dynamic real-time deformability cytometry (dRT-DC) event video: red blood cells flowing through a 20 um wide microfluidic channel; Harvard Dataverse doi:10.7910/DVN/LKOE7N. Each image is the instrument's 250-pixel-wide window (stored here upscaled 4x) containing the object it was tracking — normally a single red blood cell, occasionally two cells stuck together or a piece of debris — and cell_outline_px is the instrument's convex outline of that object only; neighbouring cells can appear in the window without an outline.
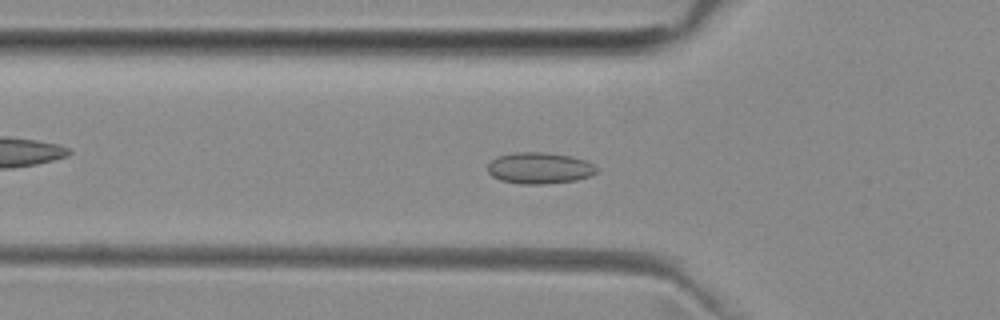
{"species": "common noctule bat (a hibernating species)", "species_latin": "Nyctalus noctula", "temperature_condition": "room temperature", "stored_images_in_passage": 51, "camera_frame_rate_fps": 3000, "um_per_image_px": 0.085, "animal": {"sex": "female", "body_mass_g": 29.2, "forearm_length_mm": 56.3}, "frame": {"image": 1, "passage_image": 17, "time_ms": 5.333, "image_size_px": [1000, 320], "cell_outline_px": [[600, 172], [592, 176], [576, 180], [544, 184], [520, 184], [500, 180], [492, 176], [488, 172], [488, 164], [496, 156], [512, 152], [544, 152], [572, 156], [584, 160], [600, 168]], "centroid_in_image_um": [45.89, 14.28], "position_along_channel_um": 79.9, "area_um2": 20.23}}
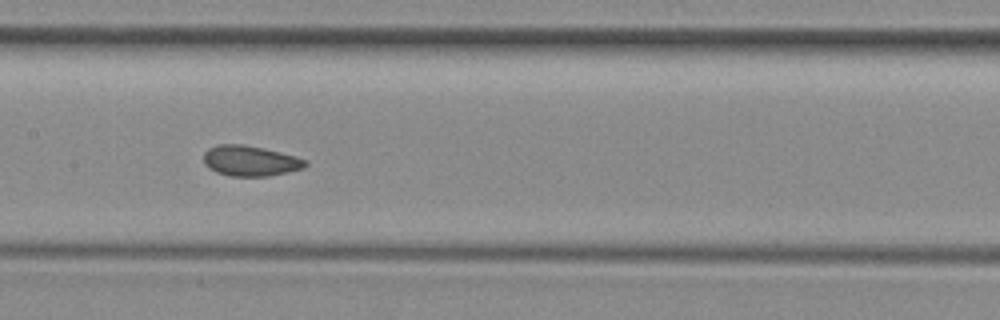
{"frame": {"image": 2, "passage_image": 25, "time_ms": 8.0, "image_size_px": [1000, 320], "cell_outline_px": [[308, 164], [304, 168], [288, 172], [268, 176], [228, 176], [216, 172], [208, 168], [204, 164], [204, 152], [208, 148], [216, 144], [244, 144], [264, 148], [296, 156], [308, 160]], "centroid_in_image_um": [21.27, 13.67], "position_along_channel_um": 186.1, "area_um2": 18.32}}
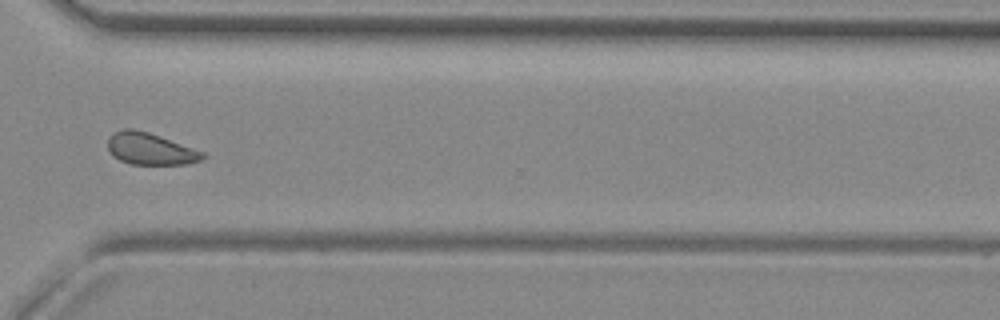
{"frame": {"image": 3, "passage_image": 38, "time_ms": 12.333, "image_size_px": [1000, 320], "cell_outline_px": [[208, 156], [200, 160], [188, 164], [132, 164], [120, 160], [112, 156], [108, 148], [108, 136], [112, 132], [124, 128], [132, 128], [148, 132], [160, 136], [204, 152]], "centroid_in_image_um": [12.75, 12.64], "position_along_channel_um": 357.8, "area_um2": 17.69}, "authors_computed_cell_mechanics": {"area_um2": 18.3226, "velocity_mm_per_s": 3.9616, "shape_relaxation_time_tau1_ms": null, "shape_relaxation_time_tau2_ms": 2.1678, "deformation_change_tau1": null, "deformation_change_tau2": 0.0472}}